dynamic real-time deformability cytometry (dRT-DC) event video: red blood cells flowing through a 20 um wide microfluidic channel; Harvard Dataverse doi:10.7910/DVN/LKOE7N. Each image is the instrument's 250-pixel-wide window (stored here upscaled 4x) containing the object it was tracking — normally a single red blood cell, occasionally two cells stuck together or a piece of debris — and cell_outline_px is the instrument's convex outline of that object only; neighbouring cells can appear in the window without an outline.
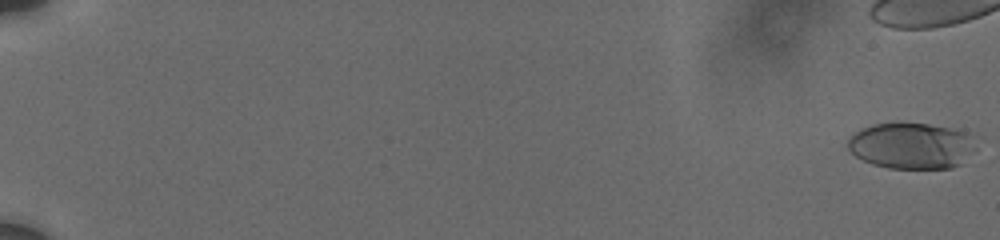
{"species": "human", "species_latin": "Homo sapiens", "temperature_condition": "cold", "stored_images_in_passage": 40, "camera_frame_rate_fps": 3000, "um_per_image_px": 0.085, "donor": {"sex": "male"}, "frame": {"image": 1, "passage_image": 1, "time_ms": 0.0, "image_size_px": [1000, 240], "cell_outline_px": [[964, 136], [960, 164], [952, 168], [888, 168], [872, 164], [856, 156], [848, 148], [848, 140], [856, 132], [872, 124], [928, 124], [948, 128], [964, 132]], "centroid_in_image_um": [77.21, 12.4], "position_along_channel_um": 7.8, "area_um2": 32.02}}